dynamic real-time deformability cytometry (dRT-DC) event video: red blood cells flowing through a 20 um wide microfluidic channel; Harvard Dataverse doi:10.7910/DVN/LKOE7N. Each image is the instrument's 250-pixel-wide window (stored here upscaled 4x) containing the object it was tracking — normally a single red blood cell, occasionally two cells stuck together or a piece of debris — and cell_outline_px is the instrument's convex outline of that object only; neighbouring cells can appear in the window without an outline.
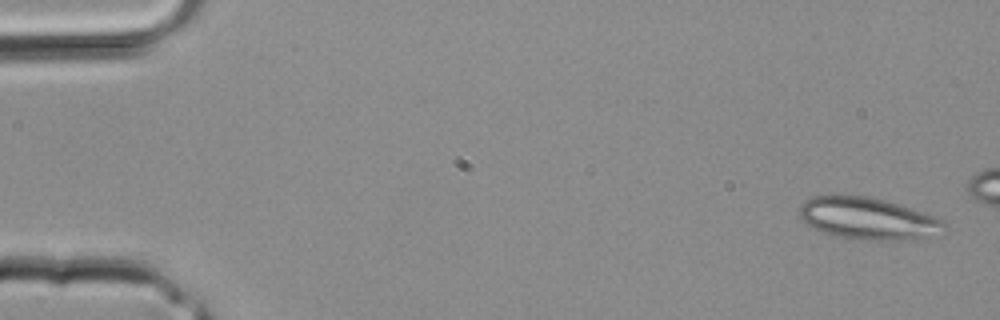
{"species": "common noctule bat (a hibernating species)", "species_latin": "Nyctalus noctula", "temperature_condition": "room temperature", "stored_images_in_passage": 4, "camera_frame_rate_fps": 3000, "um_per_image_px": 0.085, "animal": {"sex": "male", "body_mass_g": 20.4}, "frame": {"image": 1, "passage_image": 1, "time_ms": 0.0, "image_size_px": [1000, 320], "cell_outline_px": [[944, 224], [928, 236], [908, 240], [852, 240], [836, 236], [824, 232], [808, 224], [800, 216], [800, 204], [804, 200], [812, 196], [868, 196], [884, 200], [912, 208], [936, 216], [944, 220]], "centroid_in_image_um": [73.72, 18.57], "position_along_channel_um": 11.3, "area_um2": 34.85}}